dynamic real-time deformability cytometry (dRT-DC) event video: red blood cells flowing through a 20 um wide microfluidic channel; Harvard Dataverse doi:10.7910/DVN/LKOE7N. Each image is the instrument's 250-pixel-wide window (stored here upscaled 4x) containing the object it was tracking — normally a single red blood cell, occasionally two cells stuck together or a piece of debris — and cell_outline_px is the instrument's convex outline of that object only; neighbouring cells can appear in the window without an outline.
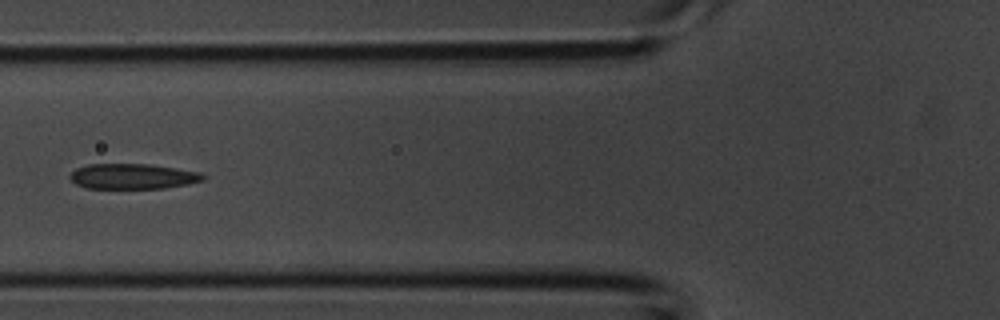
{"species": "common noctule bat (a hibernating species)", "species_latin": "Nyctalus noctula", "temperature_condition": "room temperature", "stored_images_in_passage": 3, "camera_frame_rate_fps": 3000, "um_per_image_px": 0.085, "animal": {"sex": "male", "body_mass_g": 20.1, "forearm_length_mm": 53.5}, "frame": {"image": 1, "passage_image": 3, "time_ms": 0.667, "image_size_px": [1000, 320], "cell_outline_px": [[208, 176], [204, 180], [188, 184], [164, 188], [84, 188], [76, 184], [68, 176], [76, 168], [88, 164], [152, 164], [200, 172]], "centroid_in_image_um": [11.31, 14.98], "position_along_channel_um": 114.5, "area_um2": 19.77}}